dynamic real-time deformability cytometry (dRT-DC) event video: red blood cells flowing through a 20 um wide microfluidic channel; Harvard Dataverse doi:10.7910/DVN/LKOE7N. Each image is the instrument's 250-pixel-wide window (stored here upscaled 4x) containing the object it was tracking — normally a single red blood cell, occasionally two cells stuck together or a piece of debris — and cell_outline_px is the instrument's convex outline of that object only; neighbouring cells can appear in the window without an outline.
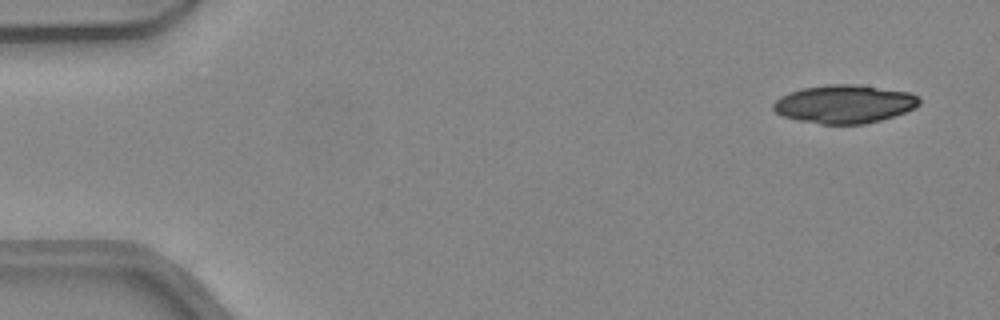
{"species": "common noctule bat (a hibernating species)", "species_latin": "Nyctalus noctula", "temperature_condition": "warm", "stored_images_in_passage": 44, "camera_frame_rate_fps": 3000, "um_per_image_px": 0.085, "animal": {"sex": "female", "body_mass_g": 24.6, "forearm_length_mm": 56.2}, "frame": {"image": 1, "passage_image": 1, "time_ms": 0.0, "image_size_px": [1000, 320], "cell_outline_px": [[920, 104], [916, 108], [880, 120], [864, 124], [820, 124], [800, 120], [784, 116], [776, 112], [772, 108], [772, 104], [780, 96], [788, 92], [804, 88], [828, 84], [856, 84], [912, 92], [920, 100]], "centroid_in_image_um": [71.78, 8.83], "position_along_channel_um": 13.2, "area_um2": 32.6}}
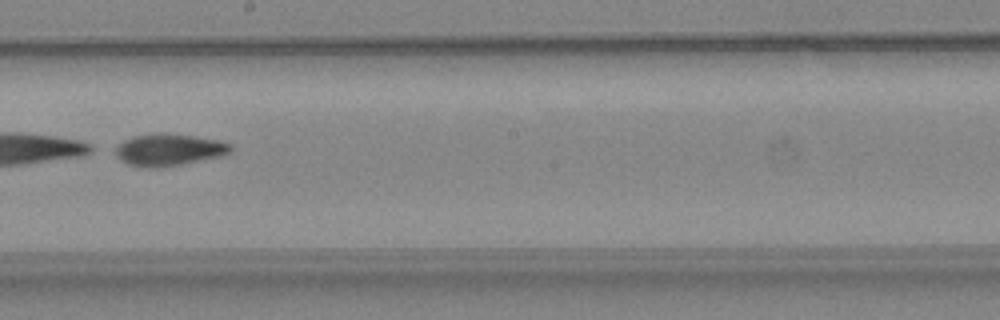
{"frame": {"image": 2, "passage_image": 25, "time_ms": 8.0, "image_size_px": [1000, 320], "cell_outline_px": [[232, 148], [228, 152], [220, 156], [180, 164], [156, 168], [148, 168], [128, 164], [120, 160], [116, 156], [116, 148], [124, 140], [132, 136], [160, 132], [164, 132], [220, 140], [232, 144]], "centroid_in_image_um": [14.33, 12.72], "position_along_channel_um": 233.9, "area_um2": 21.33}}